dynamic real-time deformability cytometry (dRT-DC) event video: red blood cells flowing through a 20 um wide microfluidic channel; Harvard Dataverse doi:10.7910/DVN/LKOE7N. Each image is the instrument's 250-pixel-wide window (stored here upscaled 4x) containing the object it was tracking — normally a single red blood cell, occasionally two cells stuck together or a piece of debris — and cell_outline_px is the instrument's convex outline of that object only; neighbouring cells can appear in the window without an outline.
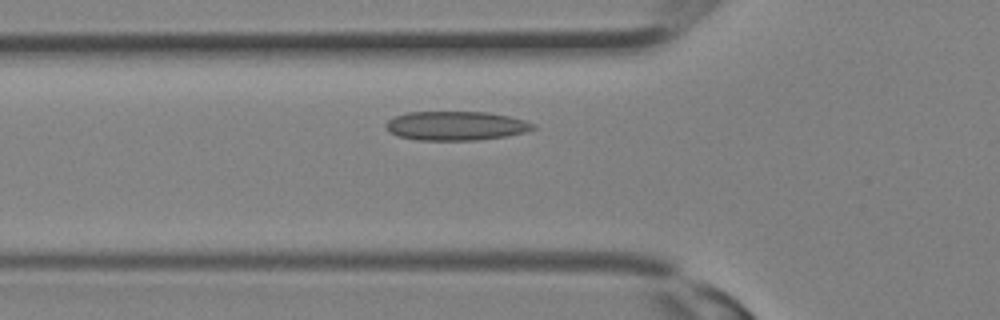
{"species": "Egyptian fruit bat (a non-hibernating species)", "species_latin": "Rousettus aegyptiacus", "temperature_condition": "room temperature", "stored_images_in_passage": 26, "camera_frame_rate_fps": 3000, "um_per_image_px": 0.085, "animal": {"sex": "female"}, "frame": {"image": 1, "passage_image": 5, "time_ms": 1.333, "image_size_px": [1000, 320], "cell_outline_px": [[536, 128], [524, 132], [504, 136], [476, 140], [416, 140], [396, 136], [384, 124], [388, 120], [396, 116], [408, 112], [488, 112], [508, 116], [524, 120], [536, 124]], "centroid_in_image_um": [38.75, 10.69], "position_along_channel_um": 87.0, "area_um2": 24.8}}
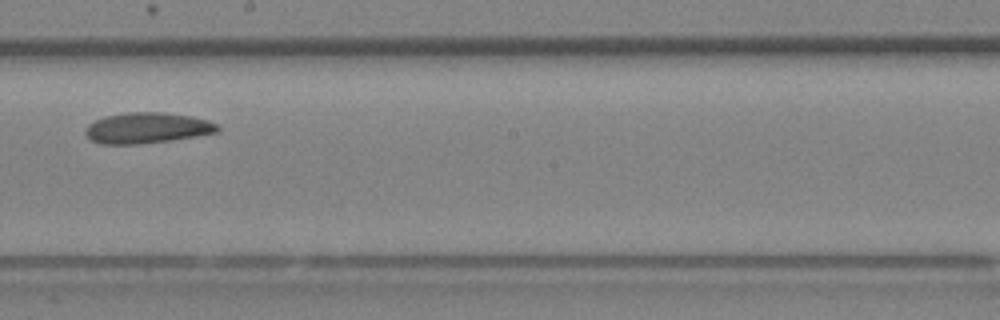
{"frame": {"image": 2, "passage_image": 12, "time_ms": 3.667, "image_size_px": [1000, 320], "cell_outline_px": [[220, 128], [216, 132], [168, 140], [140, 144], [100, 144], [92, 140], [84, 132], [88, 124], [104, 116], [128, 112], [164, 112], [192, 116], [208, 120], [216, 124]], "centroid_in_image_um": [12.47, 10.86], "position_along_channel_um": 235.7, "area_um2": 23.47}}
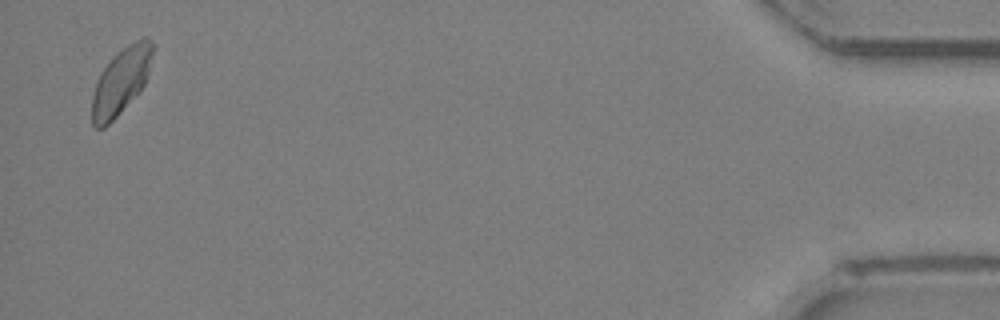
{"frame": {"image": 3, "passage_image": 25, "time_ms": 8.0, "image_size_px": [1000, 320], "cell_outline_px": [[156, 44], [148, 76], [140, 92], [104, 128], [92, 128], [92, 96], [100, 72], [112, 56], [116, 52], [140, 36], [148, 36]], "centroid_in_image_um": [10.33, 6.82], "position_along_channel_um": 424.9, "area_um2": 24.04}}